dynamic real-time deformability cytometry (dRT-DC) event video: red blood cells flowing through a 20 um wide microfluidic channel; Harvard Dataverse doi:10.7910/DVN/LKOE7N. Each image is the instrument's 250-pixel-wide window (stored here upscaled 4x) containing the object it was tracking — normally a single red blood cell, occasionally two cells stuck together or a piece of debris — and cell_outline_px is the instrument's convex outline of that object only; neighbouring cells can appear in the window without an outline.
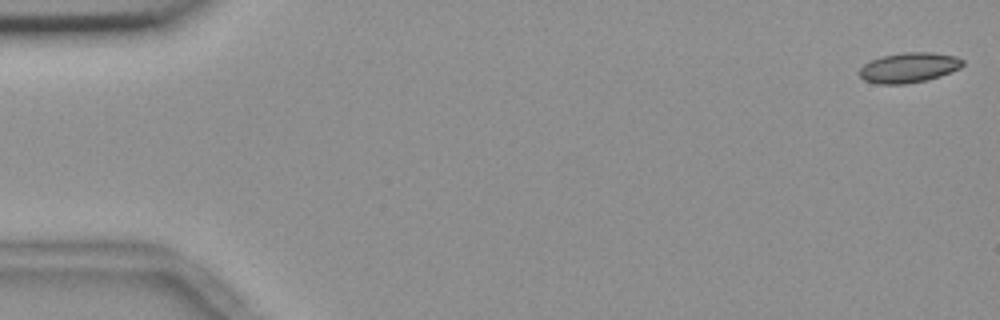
{"species": "common noctule bat (a hibernating species)", "species_latin": "Nyctalus noctula", "temperature_condition": "room temperature", "stored_images_in_passage": 55, "camera_frame_rate_fps": 3000, "um_per_image_px": 0.085, "animal": {"sex": "female", "body_mass_g": 18.4}, "frame": {"image": 1, "passage_image": 1, "time_ms": 0.0, "image_size_px": [1000, 320], "cell_outline_px": [[964, 64], [960, 68], [940, 76], [928, 80], [904, 84], [880, 84], [864, 80], [860, 76], [860, 68], [864, 64], [872, 60], [884, 56], [904, 52], [932, 52], [956, 56], [964, 60]], "centroid_in_image_um": [77.29, 5.74], "position_along_channel_um": 7.7, "area_um2": 18.03}}
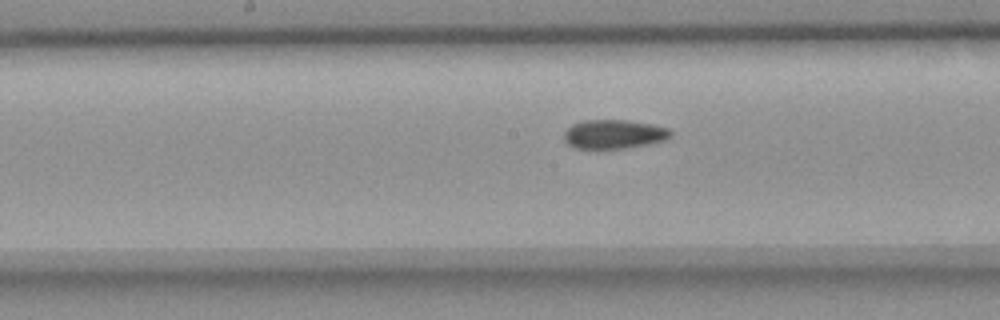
{"frame": {"image": 2, "passage_image": 28, "time_ms": 9.0, "image_size_px": [1000, 320], "cell_outline_px": [[672, 136], [664, 140], [648, 144], [624, 148], [576, 148], [568, 144], [564, 140], [564, 132], [572, 124], [584, 120], [628, 120], [652, 124], [668, 128], [672, 132]], "centroid_in_image_um": [52.19, 11.39], "position_along_channel_um": 196.0, "area_um2": 17.98}}
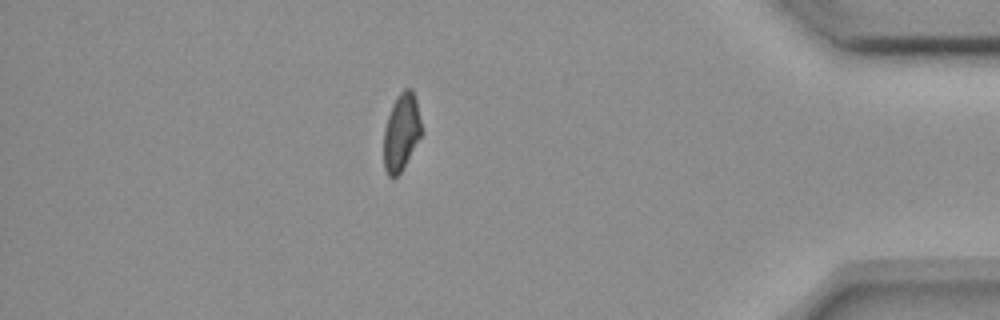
{"frame": {"image": 3, "passage_image": 48, "time_ms": 15.667, "image_size_px": [1000, 320], "cell_outline_px": [[424, 132], [404, 168], [396, 176], [388, 176], [384, 168], [384, 128], [392, 104], [396, 96], [404, 88], [412, 88], [416, 100]], "centroid_in_image_um": [34.14, 11.22], "position_along_channel_um": 401.1, "area_um2": 17.34}, "authors_computed_cell_mechanics": {"area_um2": 18.0914, "velocity_mm_per_s": 3.684, "shape_relaxation_time_tau1_ms": null, "shape_relaxation_time_tau2_ms": 1.9393, "deformation_change_tau1": null, "deformation_change_tau2": 0.0653}}